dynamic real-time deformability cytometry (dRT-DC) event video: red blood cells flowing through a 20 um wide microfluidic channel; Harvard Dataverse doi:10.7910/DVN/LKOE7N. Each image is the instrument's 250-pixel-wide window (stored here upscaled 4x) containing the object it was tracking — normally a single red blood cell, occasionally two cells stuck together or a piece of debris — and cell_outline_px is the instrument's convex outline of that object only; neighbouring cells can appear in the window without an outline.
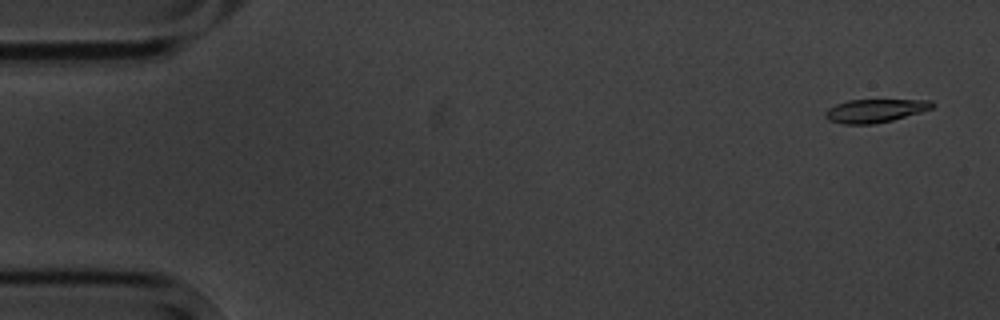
{"species": "common noctule bat (a hibernating species)", "species_latin": "Nyctalus noctula", "temperature_condition": "cold", "stored_images_in_passage": 5, "camera_frame_rate_fps": 3000, "um_per_image_px": 0.085, "animal": {"sex": "male", "body_mass_g": 20.1, "forearm_length_mm": 53.5}, "frame": {"image": 1, "passage_image": 1, "time_ms": 0.0, "image_size_px": [1000, 320], "cell_outline_px": [[936, 104], [932, 108], [920, 112], [892, 120], [872, 124], [844, 124], [828, 120], [824, 116], [824, 112], [828, 108], [836, 104], [848, 100], [932, 100]], "centroid_in_image_um": [74.36, 9.41], "position_along_channel_um": 10.6, "area_um2": 14.51}}
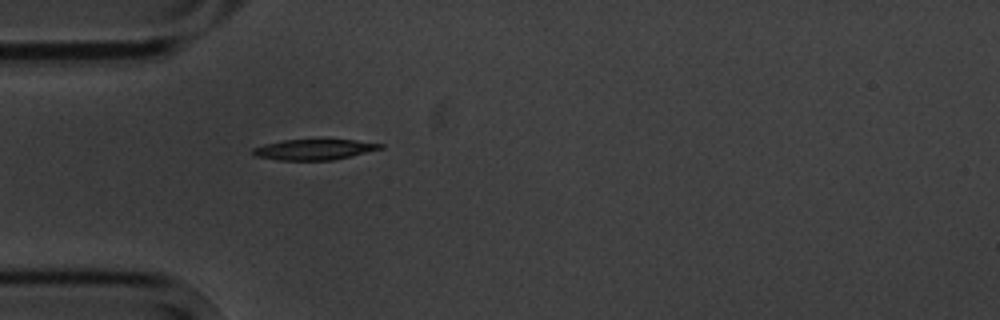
{"frame": {"image": 2, "passage_image": 5, "time_ms": 4.667, "image_size_px": [1000, 320], "cell_outline_px": [[384, 148], [352, 156], [332, 160], [276, 160], [256, 156], [252, 152], [252, 148], [264, 144], [284, 140], [352, 140], [384, 144]], "centroid_in_image_um": [26.7, 12.71], "position_along_channel_um": 58.3, "area_um2": 15.2}}